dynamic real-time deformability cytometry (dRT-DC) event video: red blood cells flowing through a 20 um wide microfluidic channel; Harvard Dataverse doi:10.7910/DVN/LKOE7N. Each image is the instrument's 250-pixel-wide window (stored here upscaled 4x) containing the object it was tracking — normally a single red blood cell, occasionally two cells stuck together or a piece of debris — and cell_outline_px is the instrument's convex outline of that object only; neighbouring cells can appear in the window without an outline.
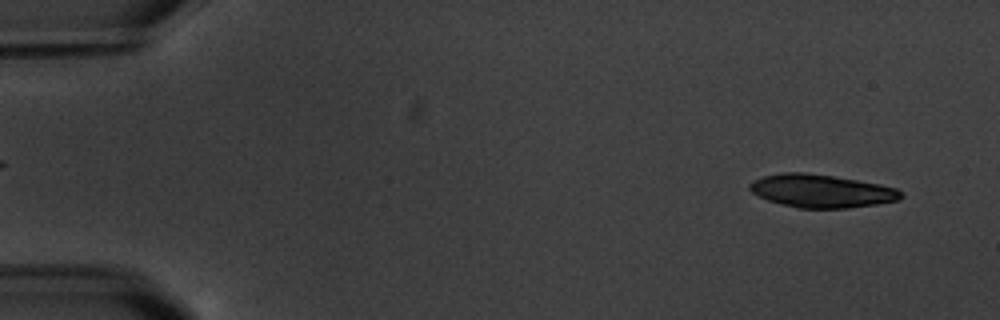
{"species": "common noctule bat (a hibernating species)", "species_latin": "Nyctalus noctula", "temperature_condition": "warm", "stored_images_in_passage": 6, "segment_of_instrument_passage": [2, 2], "camera_frame_rate_fps": 3000, "um_per_image_px": 0.085, "animal": {"sex": "male", "body_mass_g": 20.1, "forearm_length_mm": 53.5}, "frame": {"image": 1, "passage_image": 6, "time_ms": 6.667, "image_size_px": [1000, 320], "cell_outline_px": [[904, 196], [900, 200], [876, 204], [848, 208], [800, 208], [780, 204], [768, 200], [752, 192], [748, 188], [748, 184], [752, 180], [764, 176], [784, 172], [804, 172], [832, 176], [880, 184], [896, 188]], "centroid_in_image_um": [69.8, 16.23], "position_along_channel_um": 15.2, "area_um2": 29.07}}